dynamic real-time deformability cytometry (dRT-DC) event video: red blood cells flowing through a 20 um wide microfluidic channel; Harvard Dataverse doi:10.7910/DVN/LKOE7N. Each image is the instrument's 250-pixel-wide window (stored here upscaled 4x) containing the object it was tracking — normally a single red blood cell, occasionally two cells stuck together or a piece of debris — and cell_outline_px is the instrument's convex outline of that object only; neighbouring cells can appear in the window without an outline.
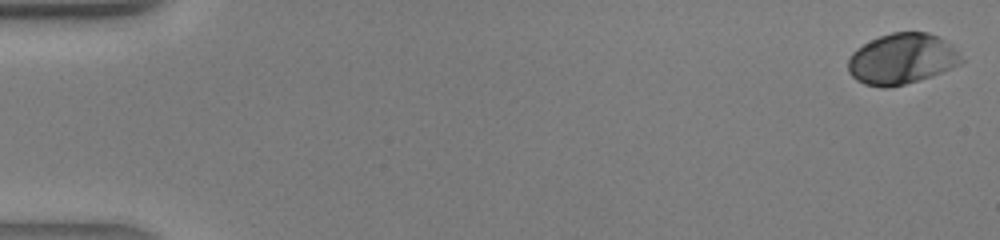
{"species": "human", "species_latin": "Homo sapiens", "temperature_condition": "warm", "stored_images_in_passage": 42, "camera_frame_rate_fps": 3000, "um_per_image_px": 0.085, "donor": {"sex": "male"}, "frame": {"image": 1, "passage_image": 1, "time_ms": 0.0, "image_size_px": [1000, 240], "cell_outline_px": [[964, 60], [960, 64], [932, 76], [904, 84], [888, 88], [884, 88], [864, 84], [856, 80], [848, 72], [848, 60], [852, 52], [856, 48], [880, 36], [892, 32], [928, 32], [944, 40]], "centroid_in_image_um": [76.61, 5.02], "position_along_channel_um": 8.4, "area_um2": 33.18}}
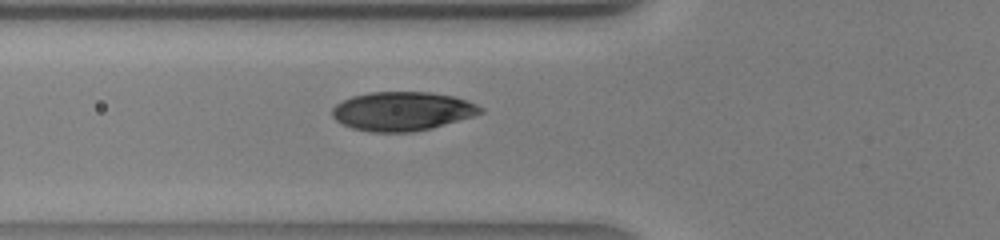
{"frame": {"image": 2, "passage_image": 16, "time_ms": 5.0, "image_size_px": [1000, 240], "cell_outline_px": [[484, 112], [472, 116], [432, 128], [412, 132], [372, 132], [352, 128], [336, 120], [332, 116], [332, 108], [336, 104], [352, 96], [368, 92], [428, 92], [452, 96], [468, 100], [484, 108]], "centroid_in_image_um": [34.2, 9.45], "position_along_channel_um": 91.6, "area_um2": 33.58}}
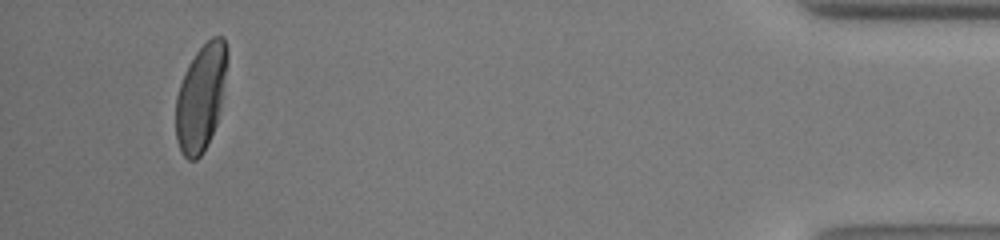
{"frame": {"image": 3, "passage_image": 40, "time_ms": 13.0, "image_size_px": [1000, 240], "cell_outline_px": [[228, 56], [220, 108], [216, 124], [208, 144], [204, 152], [196, 160], [188, 160], [184, 156], [176, 140], [176, 96], [184, 72], [188, 64], [196, 52], [212, 36], [224, 36], [228, 52]], "centroid_in_image_um": [17.07, 8.28], "position_along_channel_um": 418.1, "area_um2": 31.85}}